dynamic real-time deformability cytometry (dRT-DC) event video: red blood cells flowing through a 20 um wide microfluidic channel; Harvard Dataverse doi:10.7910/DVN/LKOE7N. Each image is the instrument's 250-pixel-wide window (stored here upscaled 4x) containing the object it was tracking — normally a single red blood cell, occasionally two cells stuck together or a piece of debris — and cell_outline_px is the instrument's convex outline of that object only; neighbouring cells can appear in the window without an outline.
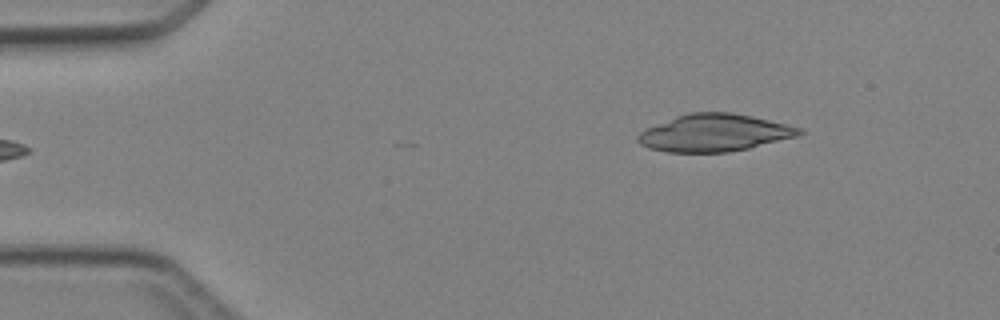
{"species": "Egyptian fruit bat (a non-hibernating species)", "species_latin": "Rousettus aegyptiacus", "temperature_condition": "cold", "stored_images_in_passage": 3, "camera_frame_rate_fps": 3000, "um_per_image_px": 0.085, "animal": {"sex": "female"}, "frame": {"image": 1, "passage_image": 1, "time_ms": 0.0, "image_size_px": [1000, 320], "cell_outline_px": [[804, 132], [796, 136], [748, 148], [728, 152], [668, 152], [648, 148], [640, 144], [636, 140], [636, 136], [640, 132], [648, 128], [676, 116], [688, 112], [732, 112], [752, 116], [804, 128]], "centroid_in_image_um": [60.71, 11.28], "position_along_channel_um": 24.3, "area_um2": 34.91}}